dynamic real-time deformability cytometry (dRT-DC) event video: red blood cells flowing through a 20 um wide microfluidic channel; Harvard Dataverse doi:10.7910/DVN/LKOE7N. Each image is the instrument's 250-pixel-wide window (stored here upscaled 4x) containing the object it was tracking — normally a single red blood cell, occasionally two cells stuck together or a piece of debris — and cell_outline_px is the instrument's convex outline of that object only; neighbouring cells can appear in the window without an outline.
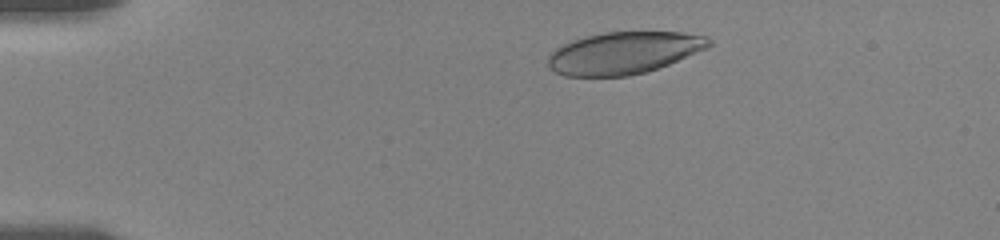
{"species": "human", "species_latin": "Homo sapiens", "temperature_condition": "room temperature", "stored_images_in_passage": 8, "camera_frame_rate_fps": 3000, "um_per_image_px": 0.085, "donor": {"sex": "female"}, "frame": {"image": 1, "passage_image": 3, "time_ms": 0.667, "image_size_px": [1000, 240], "cell_outline_px": [[712, 44], [708, 48], [668, 64], [644, 72], [628, 76], [564, 76], [556, 72], [548, 64], [548, 56], [556, 48], [572, 40], [584, 36], [604, 32], [684, 32], [708, 36], [712, 40]], "centroid_in_image_um": [53.05, 4.48], "position_along_channel_um": 32.0, "area_um2": 39.42}}
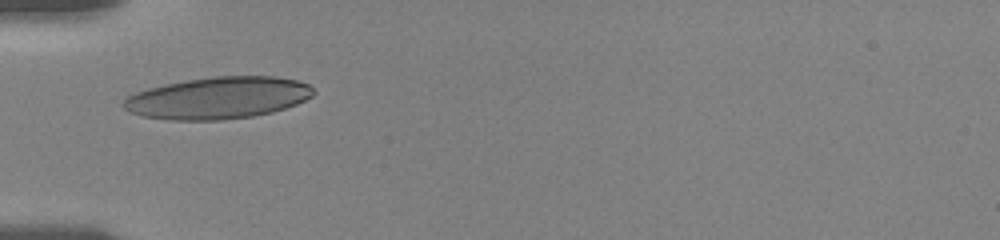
{"frame": {"image": 2, "passage_image": 6, "time_ms": 1.667, "image_size_px": [1000, 240], "cell_outline_px": [[316, 92], [312, 96], [296, 104], [272, 112], [252, 116], [220, 120], [168, 120], [140, 116], [128, 112], [120, 104], [128, 96], [136, 92], [148, 88], [164, 84], [188, 80], [216, 76], [276, 76], [296, 80], [308, 84]], "centroid_in_image_um": [18.5, 8.33], "position_along_channel_um": 66.5, "area_um2": 46.47}}
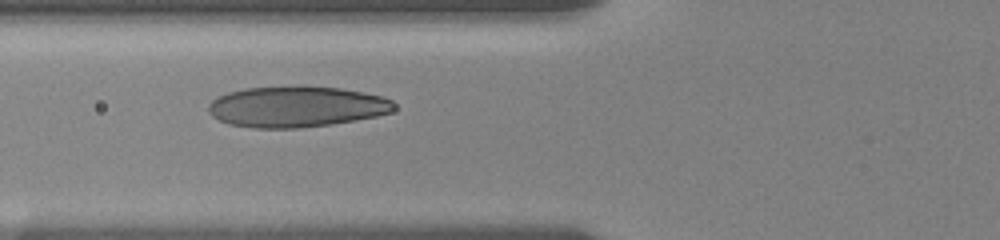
{"frame": {"image": 3, "passage_image": 7, "time_ms": 2.0, "image_size_px": [1000, 240], "cell_outline_px": [[396, 108], [392, 112], [376, 116], [332, 124], [300, 128], [252, 128], [228, 124], [212, 116], [208, 112], [208, 104], [216, 96], [228, 92], [244, 88], [340, 88], [384, 96], [392, 100], [396, 104]], "centroid_in_image_um": [25.19, 9.1], "position_along_channel_um": 100.6, "area_um2": 43.81}}